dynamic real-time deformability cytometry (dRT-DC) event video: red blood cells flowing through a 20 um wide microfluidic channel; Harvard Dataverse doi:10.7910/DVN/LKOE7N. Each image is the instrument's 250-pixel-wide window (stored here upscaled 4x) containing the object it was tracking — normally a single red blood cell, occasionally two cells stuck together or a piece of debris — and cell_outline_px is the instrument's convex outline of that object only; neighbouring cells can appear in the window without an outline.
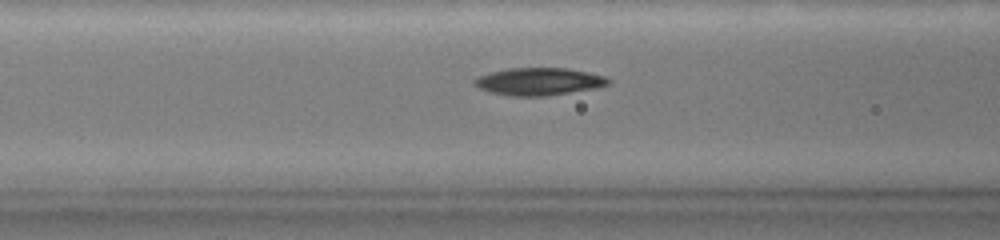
{"species": "common noctule bat (a hibernating species)", "species_latin": "Nyctalus noctula", "temperature_condition": "warm", "stored_images_in_passage": 51, "camera_frame_rate_fps": 3000, "um_per_image_px": 0.085, "animal": {"sex": "female", "body_mass_g": 19.0, "forearm_length_mm": 51.5}, "frame": {"image": 1, "passage_image": 24, "time_ms": 6.667, "image_size_px": [1000, 240], "cell_outline_px": [[612, 80], [608, 84], [592, 88], [568, 92], [540, 96], [520, 96], [496, 92], [484, 88], [476, 84], [476, 80], [480, 76], [492, 72], [508, 68], [568, 68], [604, 76]], "centroid_in_image_um": [45.89, 6.9], "position_along_channel_um": 120.7, "area_um2": 20.4}}
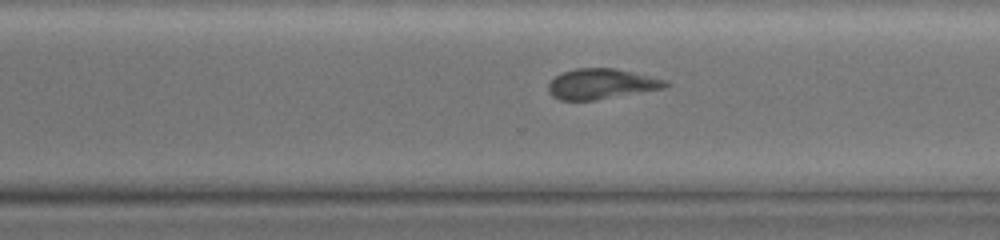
{"frame": {"image": 2, "passage_image": 37, "time_ms": 12.0, "image_size_px": [1000, 240], "cell_outline_px": [[672, 84], [664, 88], [592, 100], [560, 100], [552, 96], [548, 92], [548, 84], [560, 72], [576, 68], [616, 68], [668, 80]], "centroid_in_image_um": [51.11, 7.12], "position_along_channel_um": 319.5, "area_um2": 20.69}}
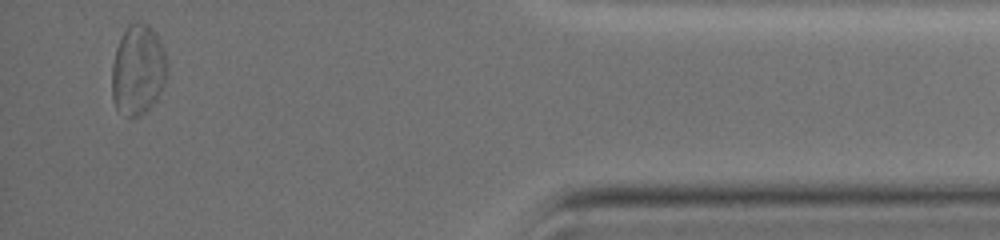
{"frame": {"image": 3, "passage_image": 49, "time_ms": 16.0, "image_size_px": [1000, 240], "cell_outline_px": [[168, 76], [156, 100], [140, 116], [128, 116], [116, 108], [112, 100], [112, 64], [116, 48], [128, 24], [132, 20], [140, 20], [148, 24], [156, 32], [160, 40], [168, 64]], "centroid_in_image_um": [11.74, 5.89], "position_along_channel_um": 423.5, "area_um2": 29.42}, "authors_computed_cell_mechanics": {"area_um2": 21.5594, "velocity_mm_per_s": 3.739, "shape_relaxation_time_tau1_ms": 3.0773, "shape_relaxation_time_tau2_ms": 7.5049, "deformation_change_tau1": 0.1279, "deformation_change_tau2": 0.1673}}